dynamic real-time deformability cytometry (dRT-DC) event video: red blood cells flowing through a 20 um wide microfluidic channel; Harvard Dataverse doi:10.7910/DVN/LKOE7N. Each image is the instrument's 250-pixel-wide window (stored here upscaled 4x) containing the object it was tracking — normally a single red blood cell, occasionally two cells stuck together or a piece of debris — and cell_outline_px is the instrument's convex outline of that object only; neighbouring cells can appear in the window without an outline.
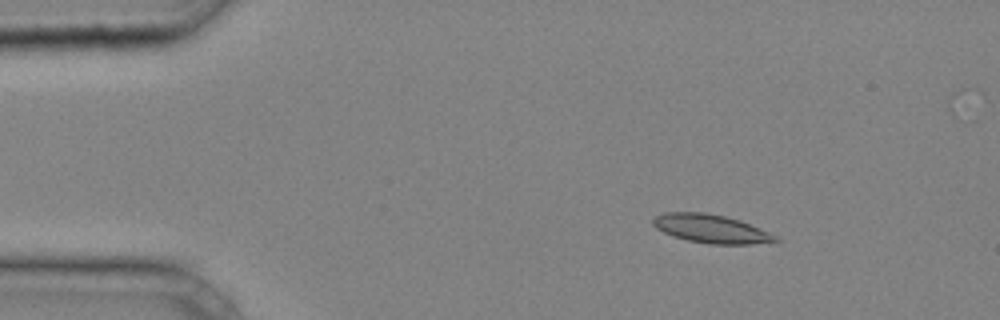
{"species": "common noctule bat (a hibernating species)", "species_latin": "Nyctalus noctula", "temperature_condition": "cold", "stored_images_in_passage": 35, "camera_frame_rate_fps": 3000, "um_per_image_px": 0.085, "animal": {"sex": "male", "body_mass_g": 20.4}, "frame": {"image": 1, "passage_image": 1, "time_ms": 0.0, "image_size_px": [1000, 320], "cell_outline_px": [[780, 240], [748, 244], [708, 244], [688, 240], [672, 236], [656, 228], [652, 224], [652, 220], [656, 216], [664, 212], [704, 212], [724, 216], [740, 220], [768, 232], [776, 236]], "centroid_in_image_um": [60.38, 19.43], "position_along_channel_um": 24.6, "area_um2": 20.11}}
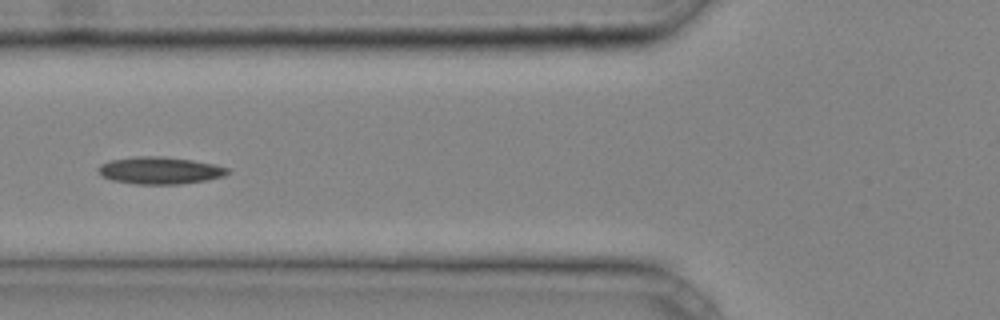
{"frame": {"image": 2, "passage_image": 11, "time_ms": 3.333, "image_size_px": [1000, 320], "cell_outline_px": [[228, 172], [224, 176], [204, 180], [180, 184], [136, 184], [112, 180], [100, 176], [96, 168], [100, 164], [108, 160], [132, 156], [160, 156], [192, 160], [216, 164], [228, 168]], "centroid_in_image_um": [13.52, 14.48], "position_along_channel_um": 112.3, "area_um2": 20.63}}
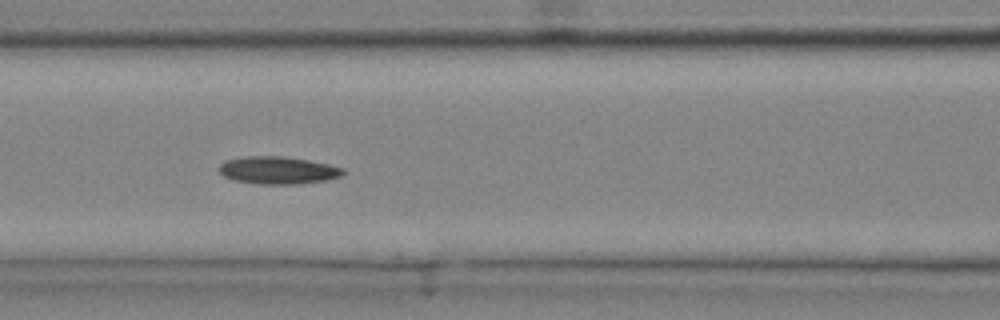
{"frame": {"image": 3, "passage_image": 13, "time_ms": 4.0, "image_size_px": [1000, 320], "cell_outline_px": [[348, 172], [340, 176], [328, 180], [292, 184], [260, 184], [236, 180], [224, 176], [216, 168], [224, 160], [244, 156], [284, 156], [308, 160], [328, 164], [344, 168]], "centroid_in_image_um": [23.63, 14.46], "position_along_channel_um": 143.0, "area_um2": 20.0}}